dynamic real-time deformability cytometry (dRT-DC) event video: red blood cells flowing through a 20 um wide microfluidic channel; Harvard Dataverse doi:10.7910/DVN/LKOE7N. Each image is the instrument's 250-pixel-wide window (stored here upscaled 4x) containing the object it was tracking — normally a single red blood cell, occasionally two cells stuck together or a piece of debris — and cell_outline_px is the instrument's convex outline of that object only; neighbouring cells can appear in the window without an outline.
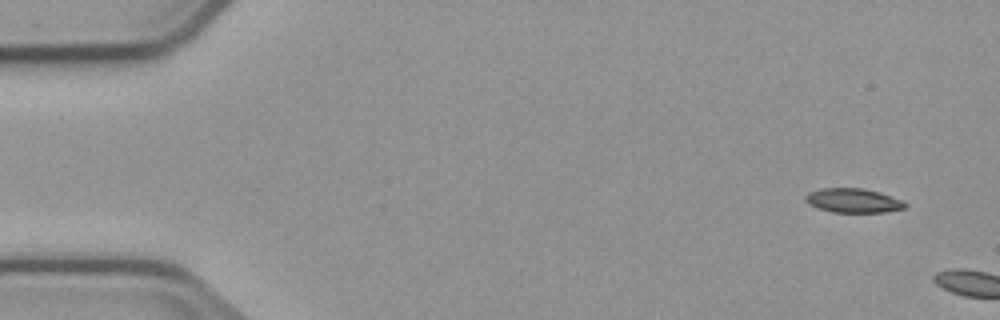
{"species": "common noctule bat (a hibernating species)", "species_latin": "Nyctalus noctula", "temperature_condition": "cold", "stored_images_in_passage": 4, "segment_of_instrument_passage": [2, 2], "camera_frame_rate_fps": 3000, "um_per_image_px": 0.085, "animal": {"sex": "male", "body_mass_g": 23.1, "forearm_length_mm": 52.7}, "frame": {"image": 1, "passage_image": 4, "time_ms": 3.667, "image_size_px": [1000, 320], "cell_outline_px": [[908, 204], [904, 208], [884, 212], [832, 212], [808, 204], [804, 200], [804, 196], [808, 192], [820, 188], [864, 188], [880, 192], [904, 200]], "centroid_in_image_um": [72.52, 17.03], "position_along_channel_um": 12.5, "area_um2": 14.22}}